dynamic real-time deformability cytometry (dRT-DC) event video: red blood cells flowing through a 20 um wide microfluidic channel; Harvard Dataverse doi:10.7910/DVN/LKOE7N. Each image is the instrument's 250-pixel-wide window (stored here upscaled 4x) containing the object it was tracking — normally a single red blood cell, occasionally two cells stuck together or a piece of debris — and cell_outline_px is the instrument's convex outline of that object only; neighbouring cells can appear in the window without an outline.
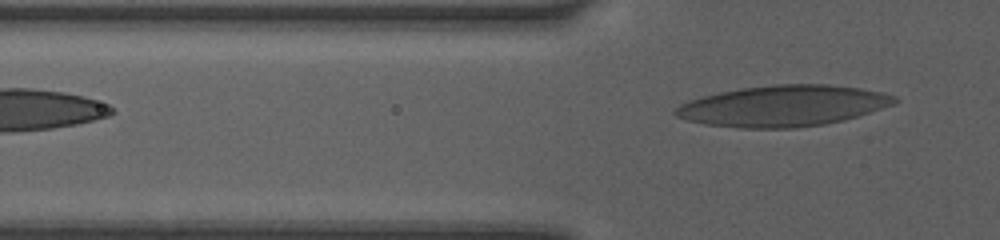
{"species": "human", "species_latin": "Homo sapiens", "temperature_condition": "room temperature", "stored_images_in_passage": 3, "camera_frame_rate_fps": 3000, "um_per_image_px": 0.085, "donor": {"sex": "female"}, "frame": {"image": 1, "passage_image": 3, "time_ms": 2.0, "image_size_px": [1000, 240], "cell_outline_px": [[900, 100], [892, 104], [844, 120], [824, 124], [796, 128], [740, 128], [704, 124], [688, 120], [676, 116], [672, 112], [680, 104], [688, 100], [720, 92], [740, 88], [772, 84], [828, 84], [860, 88], [880, 92], [896, 96]], "centroid_in_image_um": [66.53, 9.0], "position_along_channel_um": 59.3, "area_um2": 52.25}}